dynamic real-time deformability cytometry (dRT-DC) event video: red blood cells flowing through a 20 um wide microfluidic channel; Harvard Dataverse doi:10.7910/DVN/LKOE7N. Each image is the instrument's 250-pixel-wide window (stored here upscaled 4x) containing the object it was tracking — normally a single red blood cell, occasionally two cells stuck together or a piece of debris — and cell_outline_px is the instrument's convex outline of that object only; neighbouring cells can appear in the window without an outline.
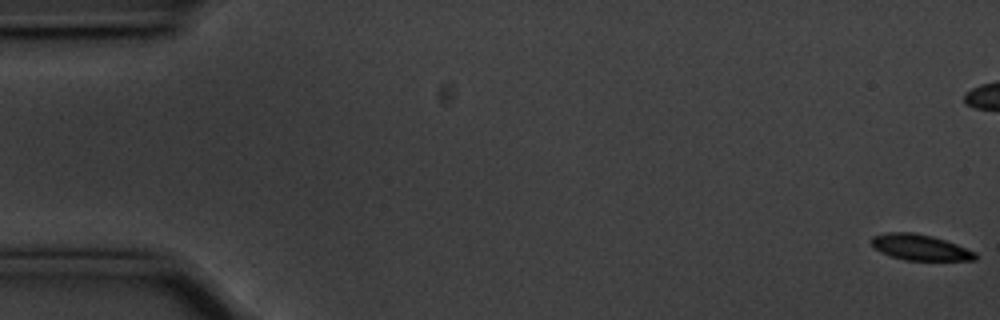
{"species": "common noctule bat (a hibernating species)", "species_latin": "Nyctalus noctula", "temperature_condition": "cold", "stored_images_in_passage": 17, "camera_frame_rate_fps": 3000, "um_per_image_px": 0.085, "animal": {"sex": "male", "body_mass_g": 20.1, "forearm_length_mm": 53.5}, "frame": {"image": 1, "passage_image": 1, "time_ms": 0.0, "image_size_px": [1000, 320], "cell_outline_px": [[976, 260], [908, 260], [892, 256], [880, 252], [868, 240], [872, 236], [884, 232], [912, 232], [932, 236], [956, 244], [976, 252]], "centroid_in_image_um": [78.17, 21.01], "position_along_channel_um": 6.8, "area_um2": 15.55}}